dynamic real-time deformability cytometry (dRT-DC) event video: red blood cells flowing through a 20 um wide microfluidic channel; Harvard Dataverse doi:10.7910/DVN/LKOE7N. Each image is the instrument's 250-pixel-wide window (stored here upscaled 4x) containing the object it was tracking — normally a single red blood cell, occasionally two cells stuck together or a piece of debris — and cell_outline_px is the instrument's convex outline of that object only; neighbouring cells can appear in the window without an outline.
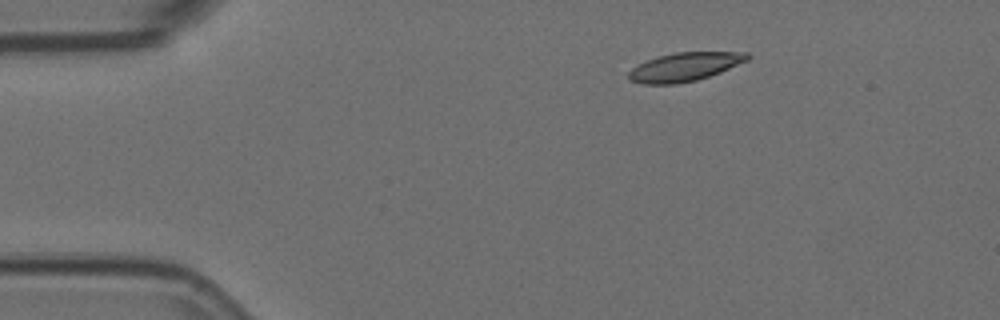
{"species": "Egyptian fruit bat (a non-hibernating species)", "species_latin": "Rousettus aegyptiacus", "temperature_condition": "room temperature", "stored_images_in_passage": 3, "camera_frame_rate_fps": 3000, "um_per_image_px": 0.085, "animal": {"sex": "female"}, "frame": {"image": 1, "passage_image": 2, "time_ms": 0.333, "image_size_px": [1000, 320], "cell_outline_px": [[752, 56], [748, 60], [720, 72], [696, 80], [676, 84], [640, 84], [628, 80], [628, 72], [632, 68], [648, 60], [660, 56], [676, 52], [748, 52]], "centroid_in_image_um": [58.2, 5.69], "position_along_channel_um": 26.8, "area_um2": 19.71}}